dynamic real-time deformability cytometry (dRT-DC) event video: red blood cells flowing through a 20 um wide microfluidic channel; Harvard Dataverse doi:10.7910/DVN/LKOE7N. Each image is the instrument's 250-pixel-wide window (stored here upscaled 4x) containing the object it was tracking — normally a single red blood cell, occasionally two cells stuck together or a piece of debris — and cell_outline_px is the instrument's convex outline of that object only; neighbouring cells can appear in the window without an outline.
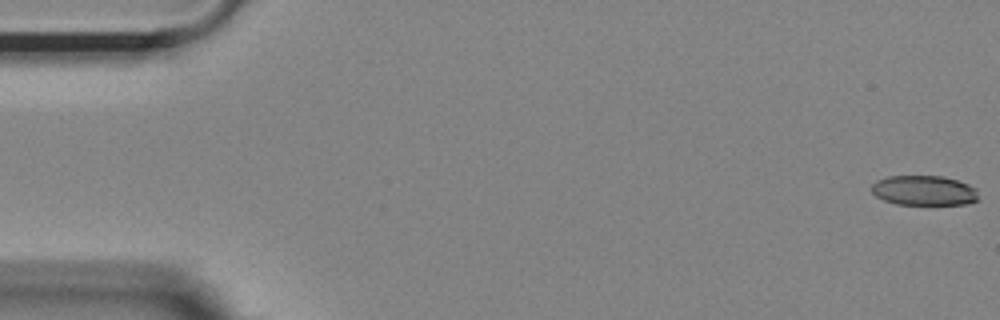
{"species": "Egyptian fruit bat (a non-hibernating species)", "species_latin": "Rousettus aegyptiacus", "temperature_condition": "room temperature", "stored_images_in_passage": 50, "segment_of_instrument_passage": [1, 2], "camera_frame_rate_fps": 3000, "um_per_image_px": 0.085, "animal": {"sex": "female"}, "frame": {"image": 1, "passage_image": 1, "time_ms": 0.0, "image_size_px": [1000, 320], "cell_outline_px": [[980, 200], [964, 204], [896, 204], [884, 200], [876, 196], [872, 192], [872, 184], [876, 180], [888, 176], [944, 176], [968, 184], [976, 188]], "centroid_in_image_um": [78.56, 16.19], "position_along_channel_um": 6.4, "area_um2": 18.67}}